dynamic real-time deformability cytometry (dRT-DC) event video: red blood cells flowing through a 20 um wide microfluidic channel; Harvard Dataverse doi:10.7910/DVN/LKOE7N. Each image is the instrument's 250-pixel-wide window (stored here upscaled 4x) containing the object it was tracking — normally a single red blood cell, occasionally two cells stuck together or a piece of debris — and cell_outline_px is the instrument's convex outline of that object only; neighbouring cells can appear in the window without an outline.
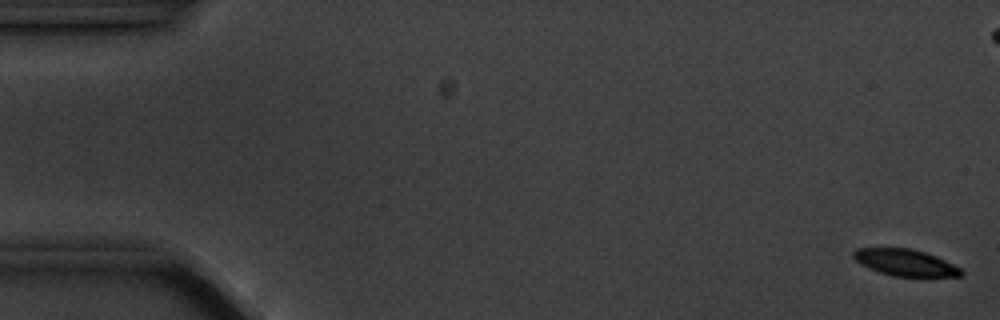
{"species": "common noctule bat (a hibernating species)", "species_latin": "Nyctalus noctula", "temperature_condition": "cold", "stored_images_in_passage": 16, "camera_frame_rate_fps": 3000, "um_per_image_px": 0.085, "animal": {"sex": "male", "body_mass_g": 20.1, "forearm_length_mm": 53.5}, "frame": {"image": 1, "passage_image": 1, "time_ms": 0.0, "image_size_px": [1000, 320], "cell_outline_px": [[964, 272], [960, 276], [892, 276], [868, 268], [860, 264], [852, 256], [852, 252], [856, 248], [912, 248], [936, 256], [960, 268]], "centroid_in_image_um": [76.91, 22.31], "position_along_channel_um": 8.1, "area_um2": 16.59}}
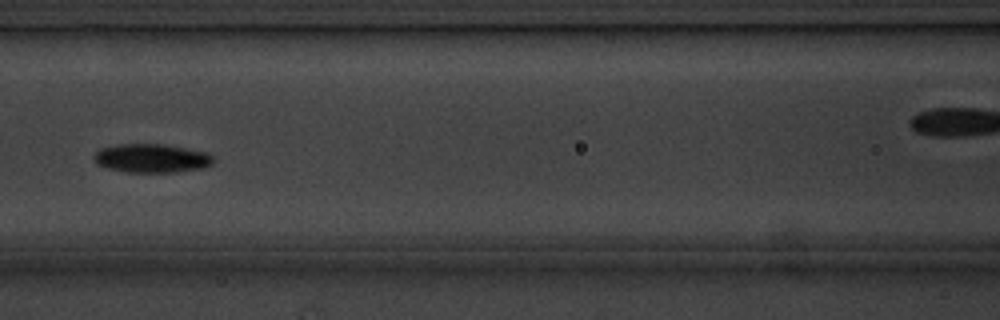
{"frame": {"image": 2, "passage_image": 7, "time_ms": 8.0, "image_size_px": [1000, 320], "cell_outline_px": [[212, 164], [204, 168], [176, 172], [128, 172], [108, 168], [96, 164], [92, 160], [92, 156], [100, 148], [120, 144], [164, 144], [208, 152], [212, 156]], "centroid_in_image_um": [12.87, 13.45], "position_along_channel_um": 153.7, "area_um2": 20.11}}
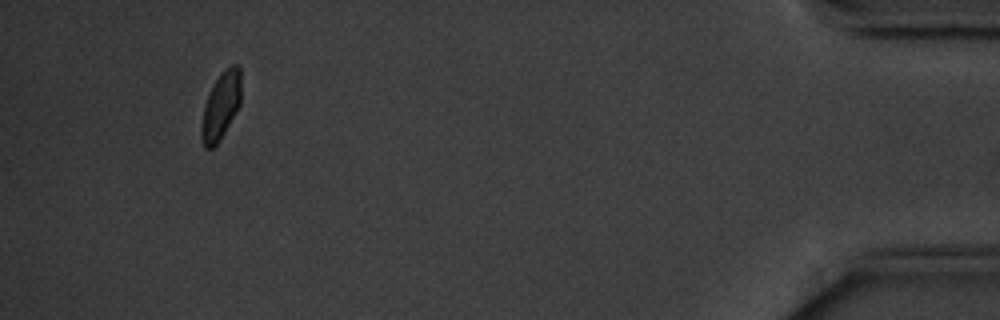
{"frame": {"image": 3, "passage_image": 16, "time_ms": 19.333, "image_size_px": [1000, 320], "cell_outline_px": [[240, 104], [220, 140], [212, 148], [204, 148], [200, 136], [200, 128], [204, 104], [208, 92], [212, 84], [220, 72], [228, 64], [236, 64], [240, 68]], "centroid_in_image_um": [18.74, 8.96], "position_along_channel_um": 416.5, "area_um2": 15.84}, "authors_computed_cell_mechanics": {"area_um2": 18.496, "velocity_mm_per_s": 3.5236, "shape_relaxation_time_tau1_ms": 1.8306, "shape_relaxation_time_tau2_ms": null, "deformation_change_tau1": 0.0753, "deformation_change_tau2": null}}